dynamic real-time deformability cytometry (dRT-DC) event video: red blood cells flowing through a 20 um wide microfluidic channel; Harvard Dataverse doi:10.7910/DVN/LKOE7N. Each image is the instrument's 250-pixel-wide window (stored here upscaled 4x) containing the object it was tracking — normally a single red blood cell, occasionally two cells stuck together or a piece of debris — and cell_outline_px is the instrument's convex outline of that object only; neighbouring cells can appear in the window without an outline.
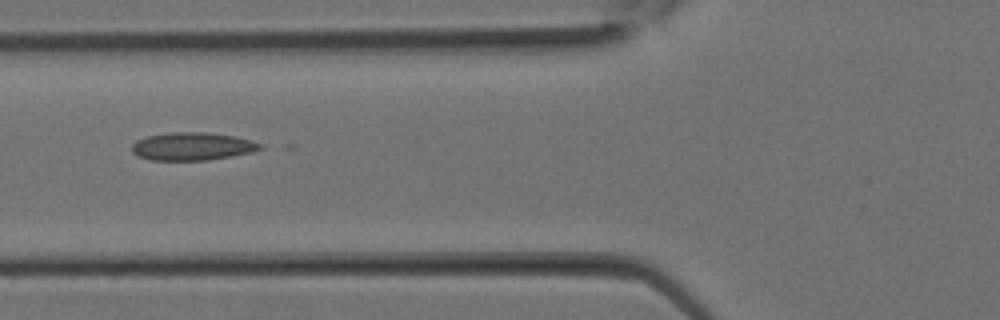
{"species": "Egyptian fruit bat (a non-hibernating species)", "species_latin": "Rousettus aegyptiacus", "temperature_condition": "room temperature", "stored_images_in_passage": 14, "camera_frame_rate_fps": 3000, "um_per_image_px": 0.085, "animal": {"sex": "female"}, "frame": {"image": 1, "passage_image": 11, "time_ms": 3.333, "image_size_px": [1000, 320], "cell_outline_px": [[264, 148], [252, 152], [232, 156], [208, 160], [148, 160], [136, 156], [132, 152], [132, 144], [136, 140], [148, 136], [172, 132], [204, 132], [236, 136], [252, 140], [264, 144]], "centroid_in_image_um": [16.37, 12.44], "position_along_channel_um": 109.4, "area_um2": 21.1}}
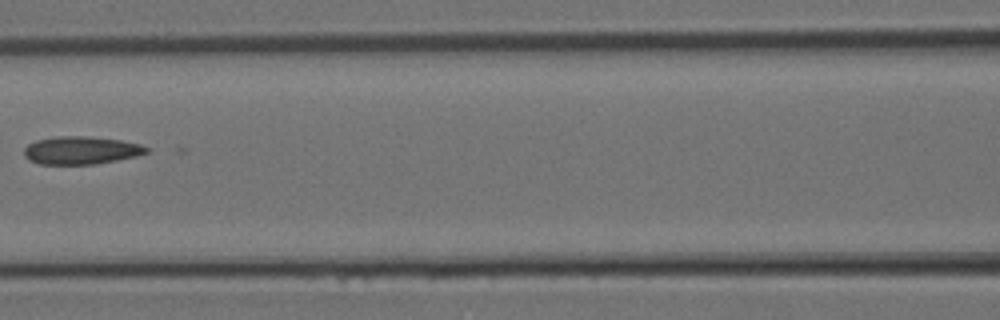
{"frame": {"image": 2, "passage_image": 13, "time_ms": 4.0, "image_size_px": [1000, 320], "cell_outline_px": [[152, 148], [148, 152], [136, 156], [96, 164], [40, 164], [28, 160], [24, 156], [24, 148], [28, 144], [36, 140], [56, 136], [88, 136], [120, 140], [140, 144]], "centroid_in_image_um": [6.89, 12.77], "position_along_channel_um": 159.7, "area_um2": 20.0}}